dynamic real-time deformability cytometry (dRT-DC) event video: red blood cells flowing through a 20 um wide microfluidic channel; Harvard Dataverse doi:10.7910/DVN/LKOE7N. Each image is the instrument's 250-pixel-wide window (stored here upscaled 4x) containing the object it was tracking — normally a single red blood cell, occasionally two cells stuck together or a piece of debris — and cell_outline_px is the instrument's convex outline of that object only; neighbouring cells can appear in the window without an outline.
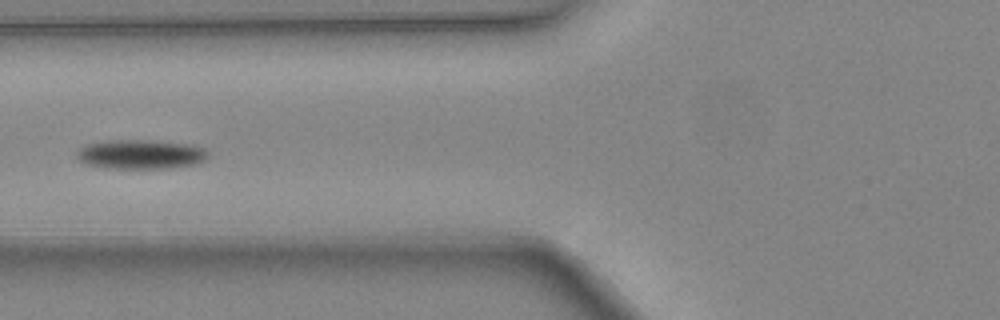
{"species": "common noctule bat (a hibernating species)", "species_latin": "Nyctalus noctula", "temperature_condition": "warm", "stored_images_in_passage": 6, "camera_frame_rate_fps": 3000, "um_per_image_px": 0.085, "animal": {"sex": "female", "body_mass_g": 24.6, "forearm_length_mm": 56.2}, "frame": {"image": 1, "passage_image": 5, "time_ms": 1.333, "image_size_px": [1000, 320], "cell_outline_px": [[208, 160], [196, 164], [172, 168], [104, 168], [88, 164], [80, 160], [76, 156], [76, 152], [84, 144], [108, 140], [148, 140], [192, 144], [204, 148], [208, 152]], "centroid_in_image_um": [11.99, 13.11], "position_along_channel_um": 113.8, "area_um2": 22.72}}
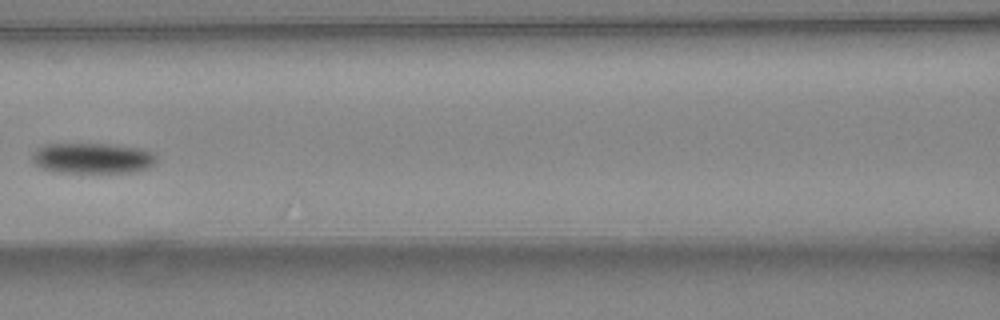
{"frame": {"image": 2, "passage_image": 6, "time_ms": 1.667, "image_size_px": [1000, 320], "cell_outline_px": [[156, 164], [148, 168], [136, 172], [60, 172], [40, 168], [32, 160], [32, 156], [36, 148], [44, 144], [112, 144], [144, 148], [152, 152], [156, 156]], "centroid_in_image_um": [7.91, 13.44], "position_along_channel_um": 158.7, "area_um2": 22.37}}